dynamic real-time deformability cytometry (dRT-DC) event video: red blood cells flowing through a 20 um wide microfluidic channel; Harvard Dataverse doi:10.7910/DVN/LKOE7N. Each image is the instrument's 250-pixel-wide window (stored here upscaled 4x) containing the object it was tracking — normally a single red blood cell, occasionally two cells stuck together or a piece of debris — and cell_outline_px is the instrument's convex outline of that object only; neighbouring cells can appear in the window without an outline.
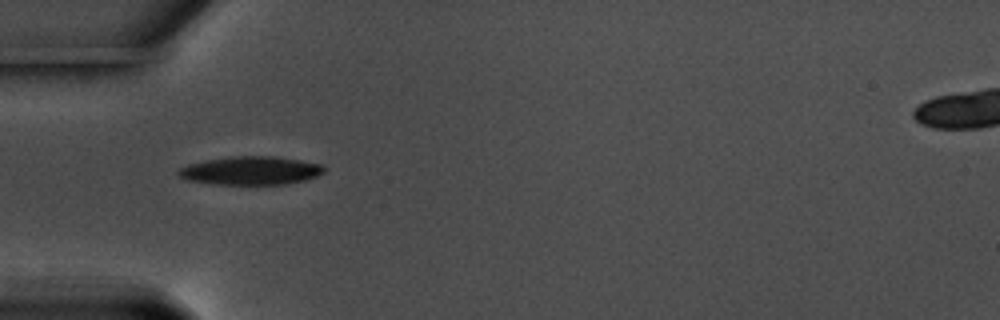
{"species": "common noctule bat (a hibernating species)", "species_latin": "Nyctalus noctula", "temperature_condition": "warm", "stored_images_in_passage": 40, "camera_frame_rate_fps": 3000, "um_per_image_px": 0.085, "animal": {"sex": "male", "body_mass_g": 17.5, "forearm_length_mm": 52.3}, "frame": {"image": 1, "passage_image": 1, "time_ms": 0.0, "image_size_px": [1000, 320], "cell_outline_px": [[324, 172], [308, 180], [284, 184], [216, 184], [188, 180], [180, 176], [176, 172], [180, 168], [188, 164], [228, 156], [272, 156], [300, 160], [320, 164], [324, 168]], "centroid_in_image_um": [21.32, 14.5], "position_along_channel_um": 63.7, "area_um2": 23.93}}
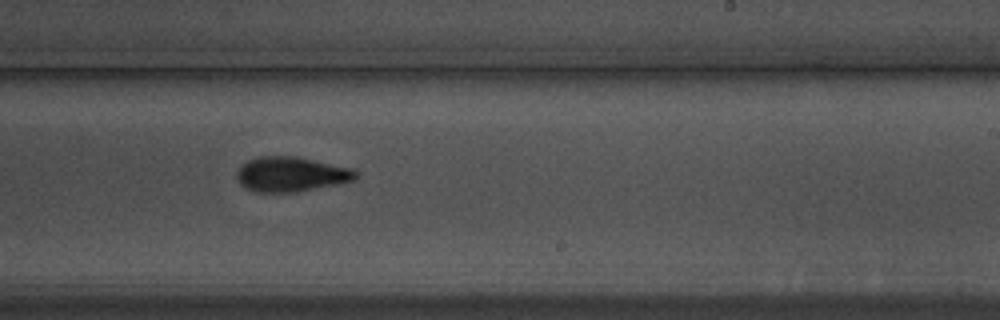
{"frame": {"image": 2, "passage_image": 18, "time_ms": 5.667, "image_size_px": [1000, 320], "cell_outline_px": [[360, 172], [356, 180], [296, 192], [256, 192], [244, 188], [236, 180], [236, 172], [248, 160], [260, 156], [292, 156], [352, 168]], "centroid_in_image_um": [24.73, 14.82], "position_along_channel_um": 264.3, "area_um2": 24.1}}
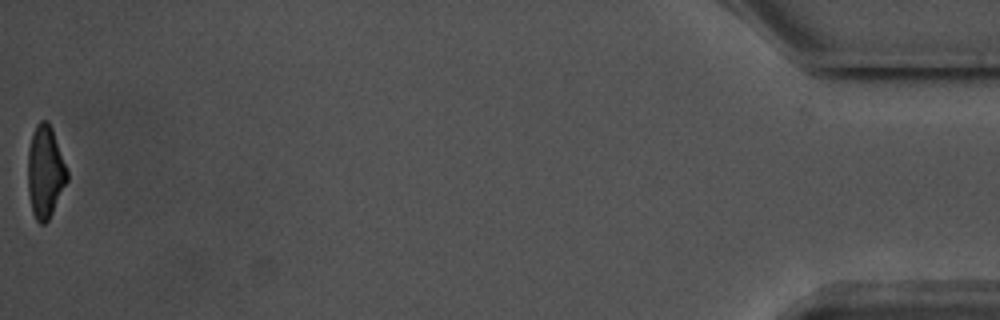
{"frame": {"image": 3, "passage_image": 40, "time_ms": 13.0, "image_size_px": [1000, 320], "cell_outline_px": [[68, 180], [48, 220], [44, 224], [40, 224], [36, 220], [32, 212], [28, 192], [28, 148], [32, 132], [36, 124], [40, 120], [48, 120], [52, 128], [68, 172]], "centroid_in_image_um": [3.83, 14.58], "position_along_channel_um": 431.4, "area_um2": 21.15}, "authors_computed_cell_mechanics": {"area_um2": 23.4957, "velocity_mm_per_s": 3.5834, "shape_relaxation_time_tau1_ms": 2.6508, "shape_relaxation_time_tau2_ms": 3.5821, "deformation_change_tau1": 0.1387, "deformation_change_tau2": 0.1141}}